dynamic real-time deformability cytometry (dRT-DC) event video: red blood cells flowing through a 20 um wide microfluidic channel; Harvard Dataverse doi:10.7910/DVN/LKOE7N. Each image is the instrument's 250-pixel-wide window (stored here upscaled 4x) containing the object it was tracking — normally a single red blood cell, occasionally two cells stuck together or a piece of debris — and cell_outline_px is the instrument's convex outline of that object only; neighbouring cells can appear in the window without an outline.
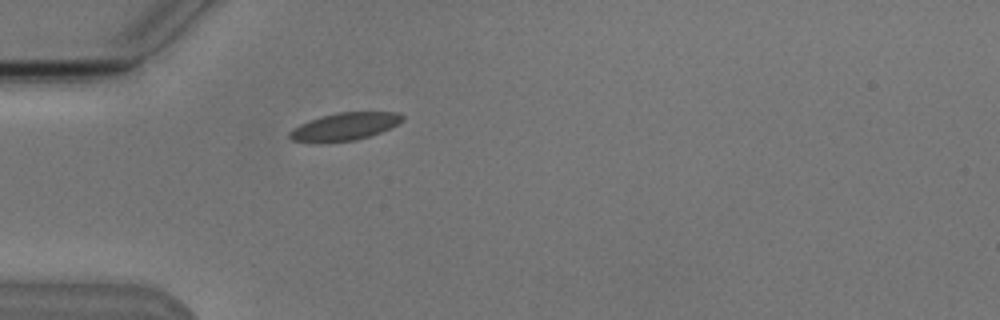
{"species": "Egyptian fruit bat (a non-hibernating species)", "species_latin": "Rousettus aegyptiacus", "temperature_condition": "cold", "stored_images_in_passage": 1, "camera_frame_rate_fps": 3000, "um_per_image_px": 0.085, "animal": {"sex": "male"}, "frame": {"image": 1, "passage_image": 1, "time_ms": 0.0, "image_size_px": [1000, 320], "cell_outline_px": [[404, 120], [380, 132], [356, 140], [292, 140], [288, 136], [288, 132], [292, 128], [300, 124], [324, 116], [340, 112], [396, 112], [404, 116]], "centroid_in_image_um": [29.34, 10.72], "position_along_channel_um": 55.7, "area_um2": 17.22}}